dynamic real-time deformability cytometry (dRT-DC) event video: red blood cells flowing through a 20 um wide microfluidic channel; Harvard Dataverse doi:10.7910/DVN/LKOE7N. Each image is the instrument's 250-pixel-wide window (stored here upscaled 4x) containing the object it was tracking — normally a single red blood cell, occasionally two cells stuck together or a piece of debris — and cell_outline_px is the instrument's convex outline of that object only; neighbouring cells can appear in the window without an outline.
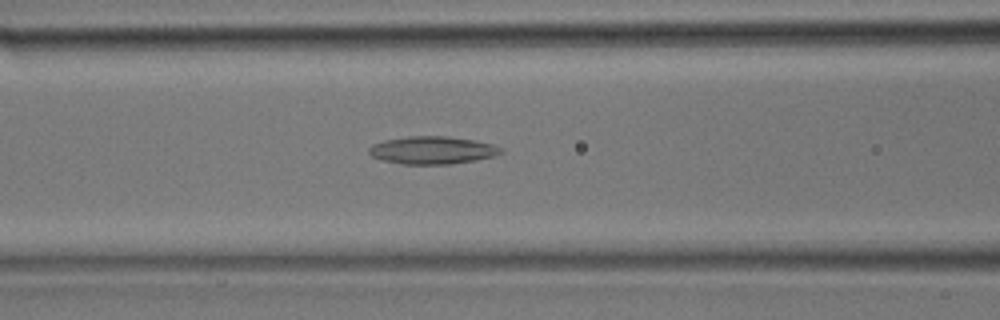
{"species": "common noctule bat (a hibernating species)", "species_latin": "Nyctalus noctula", "temperature_condition": "room temperature", "stored_images_in_passage": 31, "camera_frame_rate_fps": 3000, "um_per_image_px": 0.085, "animal": {"sex": "male", "body_mass_g": 17.9}, "frame": {"image": 1, "passage_image": 13, "time_ms": 4.0, "image_size_px": [1000, 320], "cell_outline_px": [[504, 152], [496, 156], [476, 160], [448, 164], [404, 164], [384, 160], [372, 156], [368, 152], [368, 148], [372, 144], [384, 140], [408, 136], [448, 136], [476, 140], [492, 144], [504, 148]], "centroid_in_image_um": [36.8, 12.76], "position_along_channel_um": 129.8, "area_um2": 21.44}}
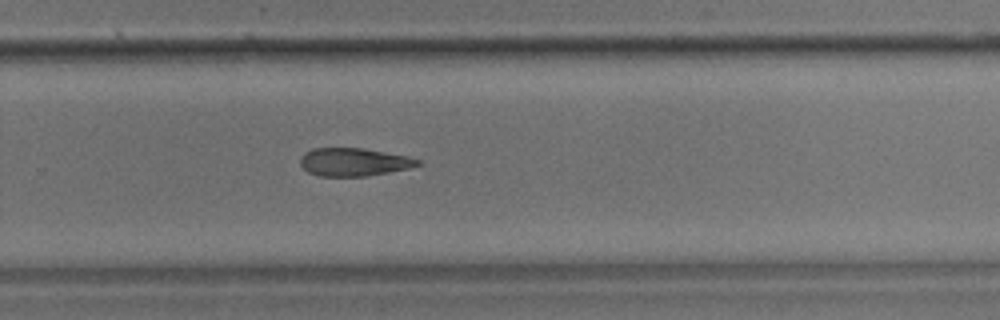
{"frame": {"image": 2, "passage_image": 21, "time_ms": 6.667, "image_size_px": [1000, 320], "cell_outline_px": [[420, 164], [408, 168], [388, 172], [364, 176], [320, 176], [308, 172], [300, 164], [300, 156], [304, 152], [312, 148], [364, 148], [408, 156], [420, 160]], "centroid_in_image_um": [30.04, 13.76], "position_along_channel_um": 299.8, "area_um2": 19.13}}
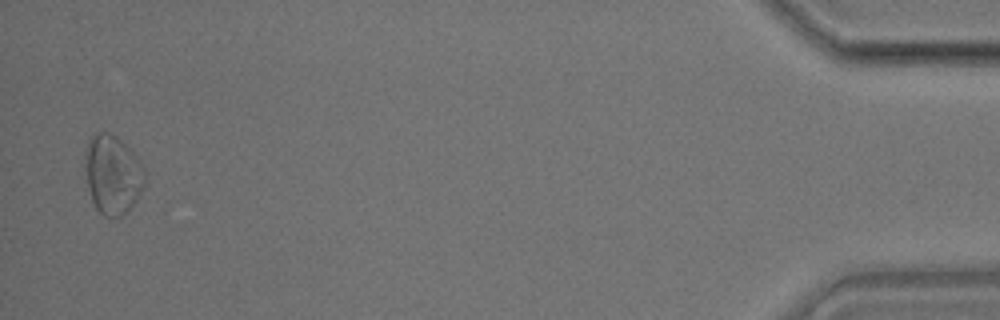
{"frame": {"image": 3, "passage_image": 31, "time_ms": 10.0, "image_size_px": [1000, 320], "cell_outline_px": [[144, 184], [136, 200], [120, 216], [104, 216], [96, 208], [92, 200], [88, 188], [84, 156], [88, 140], [96, 132], [108, 132], [116, 136], [132, 148], [144, 168]], "centroid_in_image_um": [9.56, 14.77], "position_along_channel_um": 425.6, "area_um2": 27.4}}